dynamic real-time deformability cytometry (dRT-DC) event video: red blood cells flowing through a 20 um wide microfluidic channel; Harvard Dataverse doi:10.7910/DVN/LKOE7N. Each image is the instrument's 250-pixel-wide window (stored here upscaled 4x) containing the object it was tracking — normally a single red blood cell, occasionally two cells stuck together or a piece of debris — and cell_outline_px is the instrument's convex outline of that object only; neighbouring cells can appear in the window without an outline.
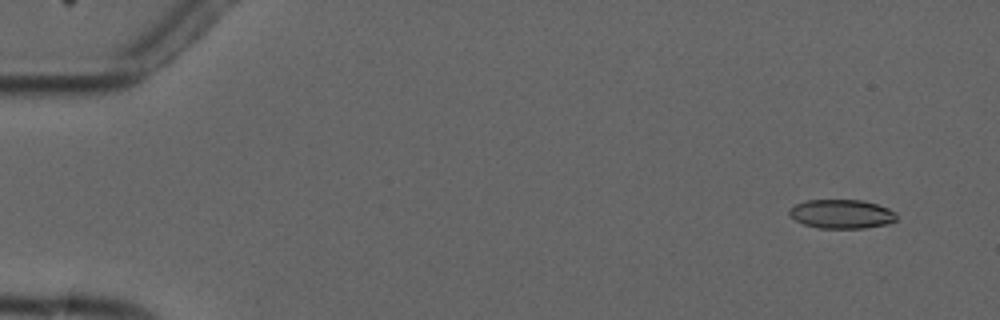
{"species": "common noctule bat (a hibernating species)", "species_latin": "Nyctalus noctula", "temperature_condition": "cold", "stored_images_in_passage": 5, "camera_frame_rate_fps": 3000, "um_per_image_px": 0.085, "animal": {"sex": "male", "forearm_length_mm": 52.5}, "frame": {"image": 1, "passage_image": 2, "time_ms": 1.0, "image_size_px": [1000, 320], "cell_outline_px": [[896, 220], [888, 224], [864, 228], [820, 228], [804, 224], [796, 220], [788, 212], [796, 204], [808, 200], [864, 200], [888, 208], [896, 212]], "centroid_in_image_um": [71.58, 18.19], "position_along_channel_um": 13.4, "area_um2": 17.98}}